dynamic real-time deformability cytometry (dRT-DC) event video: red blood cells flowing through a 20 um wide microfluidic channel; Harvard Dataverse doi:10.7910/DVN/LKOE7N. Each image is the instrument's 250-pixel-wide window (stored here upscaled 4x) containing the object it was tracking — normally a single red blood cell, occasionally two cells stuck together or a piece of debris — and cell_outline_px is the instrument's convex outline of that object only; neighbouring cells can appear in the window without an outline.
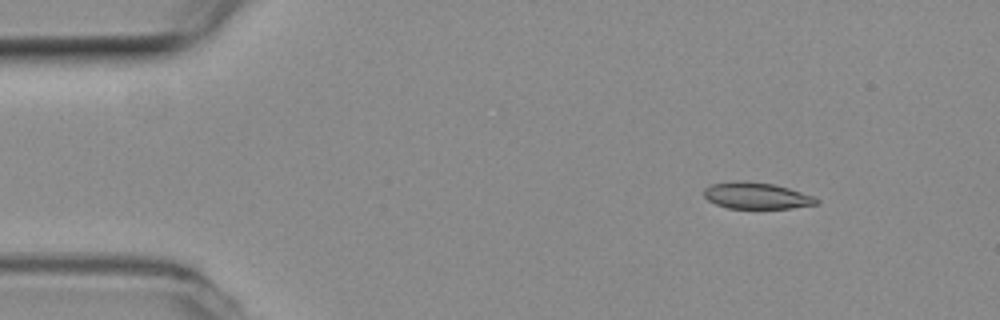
{"species": "common noctule bat (a hibernating species)", "species_latin": "Nyctalus noctula", "temperature_condition": "room temperature", "stored_images_in_passage": 53, "camera_frame_rate_fps": 3000, "um_per_image_px": 0.085, "animal": {"sex": "female", "body_mass_g": 19.3, "forearm_length_mm": 54.1}, "frame": {"image": 1, "passage_image": 6, "time_ms": 1.667, "image_size_px": [1000, 320], "cell_outline_px": [[820, 204], [792, 208], [728, 208], [716, 204], [708, 200], [704, 196], [704, 188], [712, 184], [772, 184], [788, 188], [812, 196], [820, 200]], "centroid_in_image_um": [64.37, 16.7], "position_along_channel_um": 20.6, "area_um2": 16.36}}
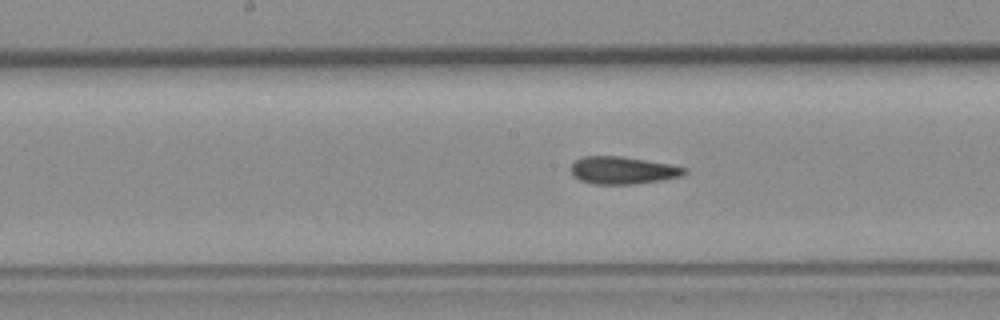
{"frame": {"image": 2, "passage_image": 26, "time_ms": 8.333, "image_size_px": [1000, 320], "cell_outline_px": [[688, 172], [680, 176], [664, 180], [636, 184], [596, 184], [580, 180], [572, 172], [572, 164], [576, 160], [584, 156], [620, 156], [672, 164], [688, 168]], "centroid_in_image_um": [53.01, 14.48], "position_along_channel_um": 195.2, "area_um2": 18.15}}
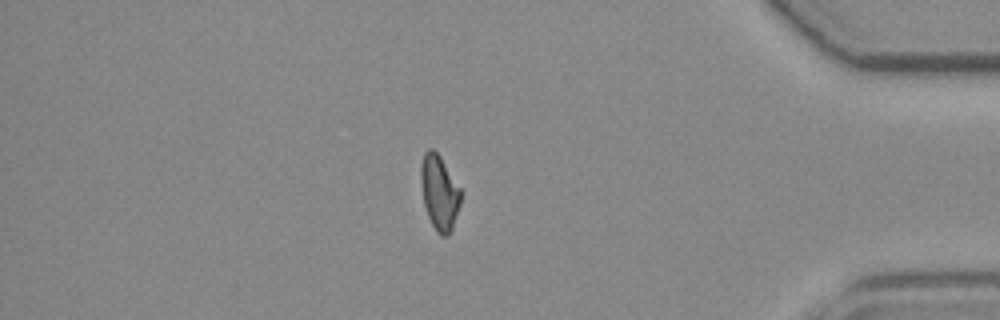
{"frame": {"image": 3, "passage_image": 45, "time_ms": 14.667, "image_size_px": [1000, 320], "cell_outline_px": [[460, 204], [452, 228], [448, 236], [440, 236], [436, 232], [428, 216], [424, 204], [420, 180], [420, 164], [424, 152], [428, 148], [432, 148], [440, 156], [460, 188]], "centroid_in_image_um": [37.32, 16.35], "position_along_channel_um": 397.9, "area_um2": 17.34}}